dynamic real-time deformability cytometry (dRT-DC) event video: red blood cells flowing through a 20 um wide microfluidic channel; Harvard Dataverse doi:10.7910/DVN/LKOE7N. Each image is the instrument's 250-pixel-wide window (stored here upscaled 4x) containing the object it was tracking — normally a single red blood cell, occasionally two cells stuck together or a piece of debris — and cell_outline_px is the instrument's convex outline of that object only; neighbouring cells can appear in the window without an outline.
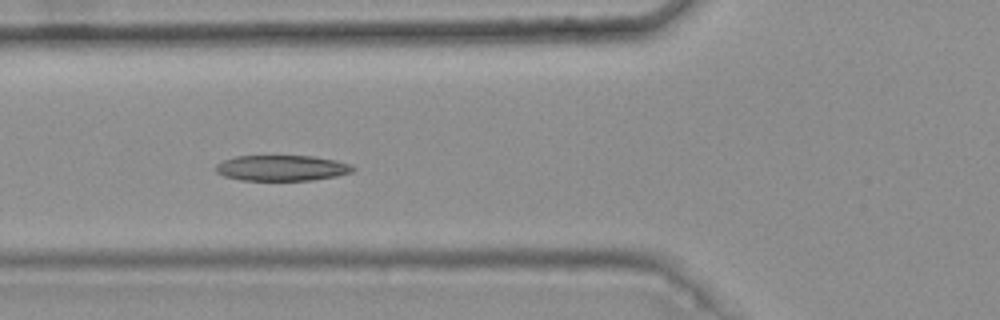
{"species": "common noctule bat (a hibernating species)", "species_latin": "Nyctalus noctula", "temperature_condition": "warm", "stored_images_in_passage": 8, "camera_frame_rate_fps": 3000, "um_per_image_px": 0.085, "animal": {"sex": "female", "body_mass_g": 25.1}, "frame": {"image": 1, "passage_image": 6, "time_ms": 1.667, "image_size_px": [1000, 320], "cell_outline_px": [[356, 168], [352, 172], [336, 176], [312, 180], [240, 180], [224, 176], [216, 172], [216, 164], [224, 160], [236, 156], [312, 156], [336, 160], [352, 164]], "centroid_in_image_um": [23.97, 14.28], "position_along_channel_um": 101.8, "area_um2": 20.52}}
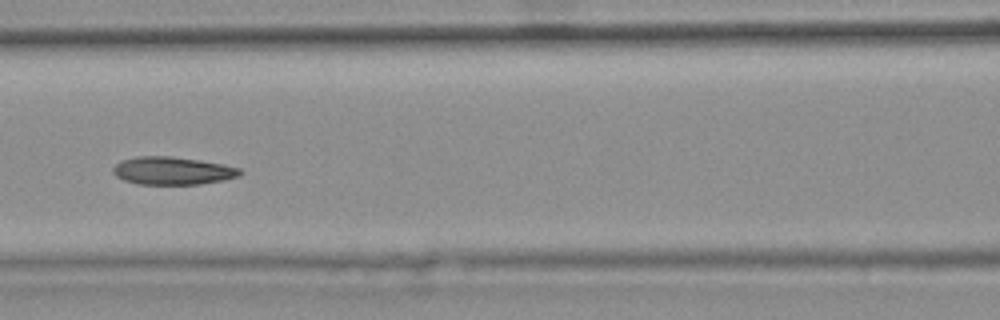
{"frame": {"image": 2, "passage_image": 7, "time_ms": 2.0, "image_size_px": [1000, 320], "cell_outline_px": [[244, 172], [240, 176], [224, 180], [200, 184], [136, 184], [124, 180], [116, 176], [112, 172], [112, 168], [120, 160], [136, 156], [172, 156], [200, 160], [224, 164], [240, 168]], "centroid_in_image_um": [14.67, 14.51], "position_along_channel_um": 151.9, "area_um2": 20.87}}